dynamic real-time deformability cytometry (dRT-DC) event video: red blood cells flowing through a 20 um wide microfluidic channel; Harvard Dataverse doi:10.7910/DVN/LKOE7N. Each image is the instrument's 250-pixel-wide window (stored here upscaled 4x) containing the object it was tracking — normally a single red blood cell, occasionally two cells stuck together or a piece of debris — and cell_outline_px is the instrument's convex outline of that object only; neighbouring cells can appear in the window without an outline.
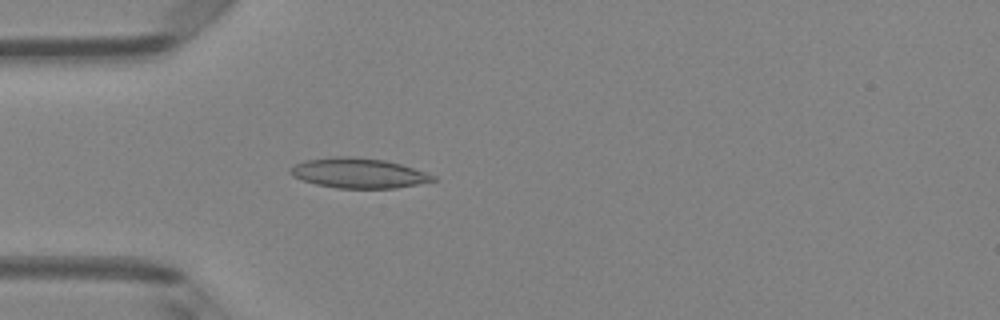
{"species": "Egyptian fruit bat (a non-hibernating species)", "species_latin": "Rousettus aegyptiacus", "temperature_condition": "room temperature", "stored_images_in_passage": 46, "camera_frame_rate_fps": 3000, "um_per_image_px": 0.085, "animal": {"sex": "female"}, "frame": {"image": 1, "passage_image": 11, "time_ms": 3.333, "image_size_px": [1000, 320], "cell_outline_px": [[436, 180], [396, 188], [336, 188], [316, 184], [292, 176], [288, 172], [288, 168], [304, 160], [336, 156], [348, 156], [384, 160], [400, 164], [436, 176]], "centroid_in_image_um": [30.42, 14.71], "position_along_channel_um": 54.6, "area_um2": 24.74}}
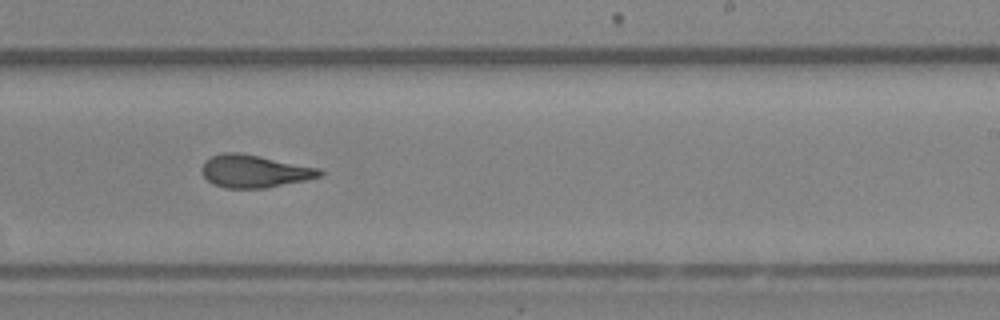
{"frame": {"image": 2, "passage_image": 27, "time_ms": 8.667, "image_size_px": [1000, 320], "cell_outline_px": [[324, 172], [320, 176], [304, 180], [264, 188], [224, 188], [212, 184], [200, 172], [200, 168], [204, 160], [212, 156], [224, 152], [236, 152], [260, 156], [320, 168]], "centroid_in_image_um": [21.57, 14.55], "position_along_channel_um": 267.4, "area_um2": 22.43}}
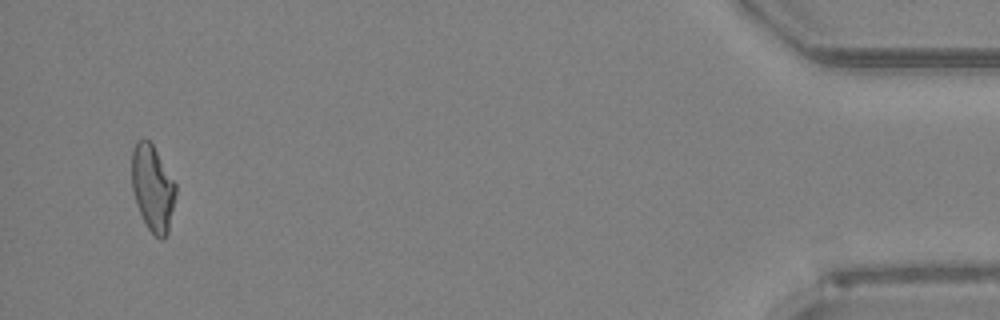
{"frame": {"image": 3, "passage_image": 44, "time_ms": 14.333, "image_size_px": [1000, 320], "cell_outline_px": [[176, 196], [168, 232], [164, 240], [160, 240], [148, 228], [136, 204], [132, 188], [132, 148], [136, 140], [148, 140], [152, 144], [176, 184]], "centroid_in_image_um": [12.98, 16.0], "position_along_channel_um": 422.2, "area_um2": 21.96}, "authors_computed_cell_mechanics": {"area_um2": 22.5998, "velocity_mm_per_s": 4.1284, "shape_relaxation_time_tau1_ms": 6.4556, "shape_relaxation_time_tau2_ms": 2.0213, "deformation_change_tau1": 0.1898, "deformation_change_tau2": 0.1086}}